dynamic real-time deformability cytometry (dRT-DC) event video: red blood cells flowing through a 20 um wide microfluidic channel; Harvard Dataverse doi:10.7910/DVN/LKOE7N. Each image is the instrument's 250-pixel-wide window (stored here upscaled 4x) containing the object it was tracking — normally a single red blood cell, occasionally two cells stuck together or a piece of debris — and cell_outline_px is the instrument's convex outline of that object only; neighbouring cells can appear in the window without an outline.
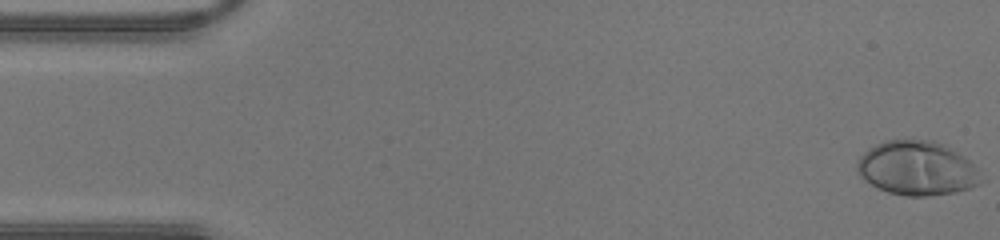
{"species": "human", "species_latin": "Homo sapiens", "temperature_condition": "warm", "stored_images_in_passage": 43, "camera_frame_rate_fps": 3000, "um_per_image_px": 0.085, "donor": {"sex": "male"}, "frame": {"image": 1, "passage_image": 1, "time_ms": 0.0, "image_size_px": [1000, 240], "cell_outline_px": [[984, 180], [980, 184], [972, 188], [956, 192], [924, 196], [904, 196], [888, 192], [864, 180], [856, 172], [856, 164], [860, 156], [868, 148], [876, 144], [888, 140], [932, 140], [964, 156], [980, 168]], "centroid_in_image_um": [77.98, 14.32], "position_along_channel_um": 7.0, "area_um2": 39.36}}
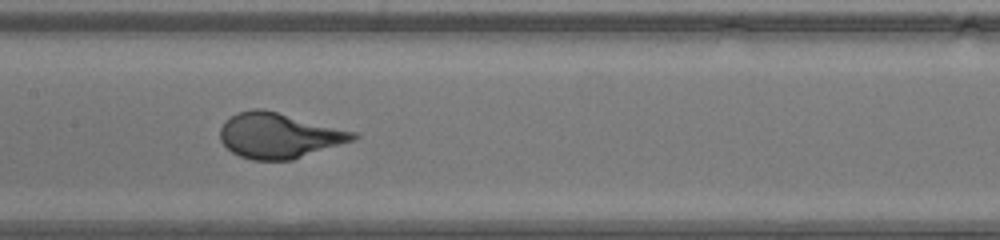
{"frame": {"image": 2, "passage_image": 21, "time_ms": 6.667, "image_size_px": [1000, 240], "cell_outline_px": [[360, 136], [356, 140], [292, 160], [252, 160], [240, 156], [232, 152], [220, 140], [220, 128], [224, 120], [236, 112], [252, 108], [264, 108], [360, 132]], "centroid_in_image_um": [23.76, 11.5], "position_along_channel_um": 183.6, "area_um2": 35.89}}
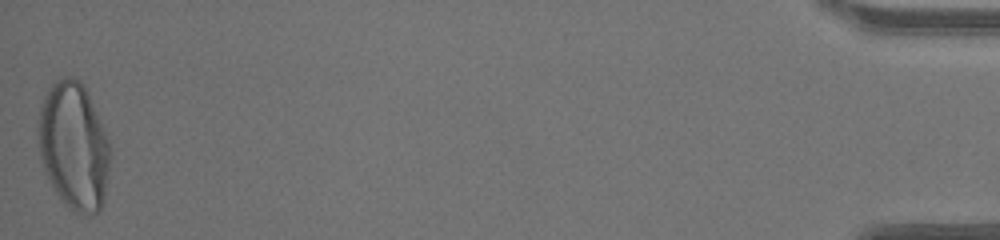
{"frame": {"image": 3, "passage_image": 43, "time_ms": 14.0, "image_size_px": [1000, 240], "cell_outline_px": [[108, 172], [104, 200], [100, 212], [76, 212], [68, 208], [64, 204], [56, 192], [44, 168], [40, 156], [40, 104], [44, 96], [52, 84], [60, 76], [68, 76], [80, 80], [84, 84], [108, 140]], "centroid_in_image_um": [6.27, 12.39], "position_along_channel_um": 428.9, "area_um2": 52.25}}